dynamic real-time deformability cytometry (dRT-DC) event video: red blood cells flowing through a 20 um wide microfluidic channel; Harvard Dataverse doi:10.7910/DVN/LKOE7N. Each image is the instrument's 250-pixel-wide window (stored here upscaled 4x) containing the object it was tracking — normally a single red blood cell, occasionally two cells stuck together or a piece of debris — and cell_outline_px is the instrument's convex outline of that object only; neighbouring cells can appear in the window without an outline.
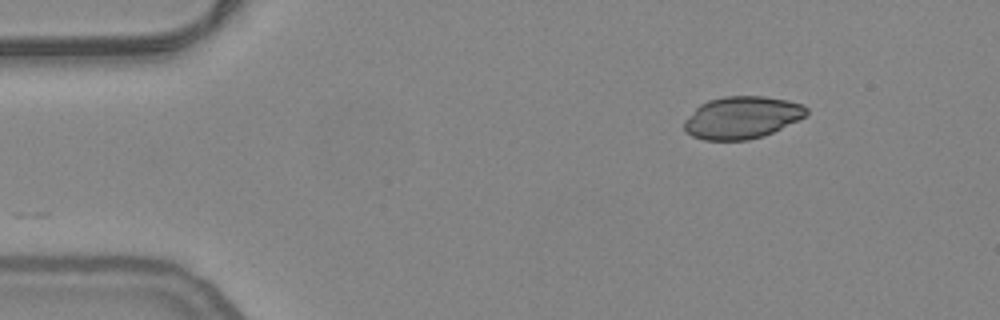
{"species": "common noctule bat (a hibernating species)", "species_latin": "Nyctalus noctula", "temperature_condition": "warm", "stored_images_in_passage": 48, "camera_frame_rate_fps": 3000, "um_per_image_px": 0.085, "animal": {"sex": "female", "body_mass_g": 24.6, "forearm_length_mm": 56.2}, "frame": {"image": 1, "passage_image": 1, "time_ms": 0.0, "image_size_px": [1000, 320], "cell_outline_px": [[808, 112], [804, 116], [764, 136], [748, 140], [704, 140], [692, 136], [684, 128], [684, 120], [700, 104], [708, 100], [724, 96], [764, 96], [788, 100], [804, 104], [808, 108]], "centroid_in_image_um": [63.06, 9.98], "position_along_channel_um": 21.9, "area_um2": 30.0}}
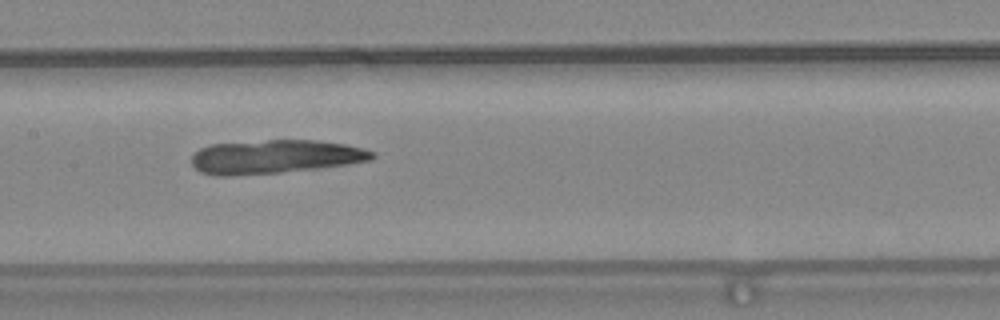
{"frame": {"image": 2, "passage_image": 20, "time_ms": 6.333, "image_size_px": [1000, 320], "cell_outline_px": [[376, 156], [372, 160], [344, 164], [280, 172], [228, 176], [216, 176], [200, 172], [192, 164], [192, 156], [200, 148], [208, 144], [268, 140], [316, 140], [344, 144], [364, 148], [376, 152]], "centroid_in_image_um": [23.36, 13.31], "position_along_channel_um": 184.0, "area_um2": 35.32}}
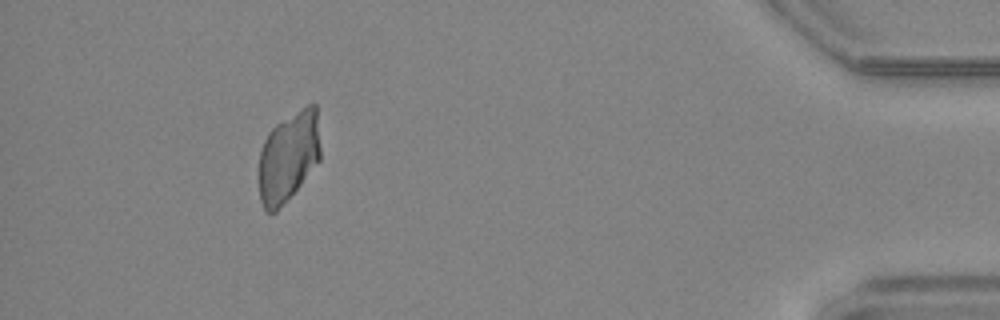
{"frame": {"image": 3, "passage_image": 43, "time_ms": 14.0, "image_size_px": [1000, 320], "cell_outline_px": [[320, 160], [300, 184], [276, 212], [268, 212], [264, 208], [260, 200], [260, 152], [264, 140], [268, 132], [276, 124], [308, 104], [316, 104], [320, 148]], "centroid_in_image_um": [24.52, 13.3], "position_along_channel_um": 410.7, "area_um2": 31.85}}